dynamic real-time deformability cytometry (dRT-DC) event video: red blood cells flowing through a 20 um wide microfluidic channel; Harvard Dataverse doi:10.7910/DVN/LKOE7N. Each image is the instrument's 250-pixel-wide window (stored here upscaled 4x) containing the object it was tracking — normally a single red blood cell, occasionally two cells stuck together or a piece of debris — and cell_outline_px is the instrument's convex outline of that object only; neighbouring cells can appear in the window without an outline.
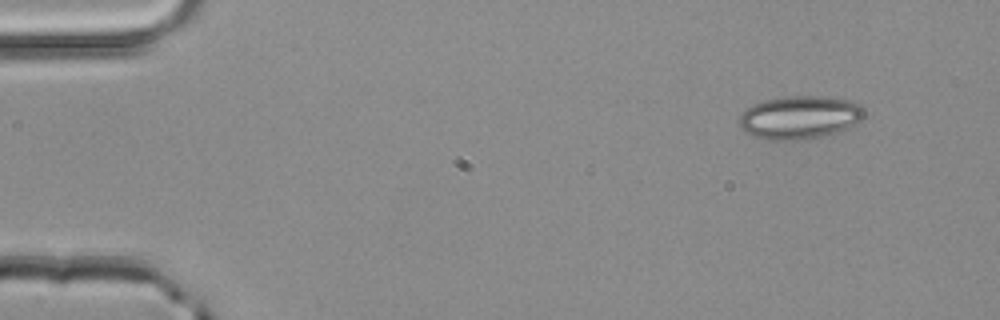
{"species": "common noctule bat (a hibernating species)", "species_latin": "Nyctalus noctula", "temperature_condition": "room temperature", "stored_images_in_passage": 3, "camera_frame_rate_fps": 3000, "um_per_image_px": 0.085, "animal": {"sex": "male", "body_mass_g": 20.4}, "frame": {"image": 1, "passage_image": 1, "time_ms": 0.0, "image_size_px": [1000, 320], "cell_outline_px": [[864, 116], [860, 120], [832, 136], [808, 140], [768, 140], [752, 136], [740, 128], [740, 116], [752, 104], [764, 100], [784, 96], [832, 96], [848, 100], [860, 104], [864, 112]], "centroid_in_image_um": [67.99, 9.99], "position_along_channel_um": 17.0, "area_um2": 31.96}}